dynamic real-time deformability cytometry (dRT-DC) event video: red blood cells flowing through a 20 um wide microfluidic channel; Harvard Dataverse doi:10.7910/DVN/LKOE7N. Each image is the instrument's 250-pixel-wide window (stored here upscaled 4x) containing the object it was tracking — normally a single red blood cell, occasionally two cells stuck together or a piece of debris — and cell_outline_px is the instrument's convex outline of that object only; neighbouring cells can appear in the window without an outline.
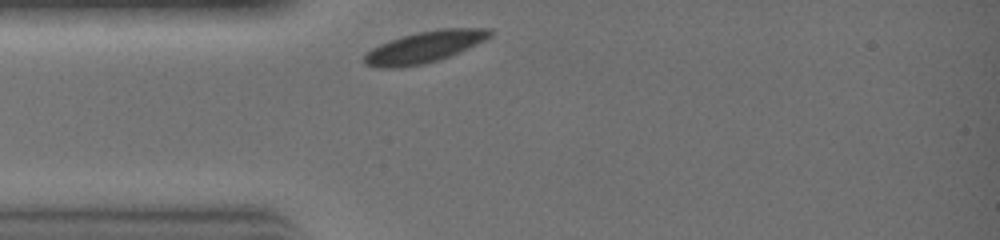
{"species": "common noctule bat (a hibernating species)", "species_latin": "Nyctalus noctula", "temperature_condition": "warm", "stored_images_in_passage": 19, "camera_frame_rate_fps": 3000, "um_per_image_px": 0.085, "animal": {"sex": "female", "body_mass_g": 19.0, "forearm_length_mm": 51.5}, "frame": {"image": 1, "passage_image": 1, "time_ms": 0.0, "image_size_px": [1000, 240], "cell_outline_px": [[492, 36], [460, 52], [440, 60], [424, 64], [404, 68], [376, 68], [364, 64], [360, 60], [372, 48], [380, 44], [404, 36], [420, 32], [440, 28], [492, 28]], "centroid_in_image_um": [36.06, 4.02], "position_along_channel_um": 48.9, "area_um2": 23.18}}
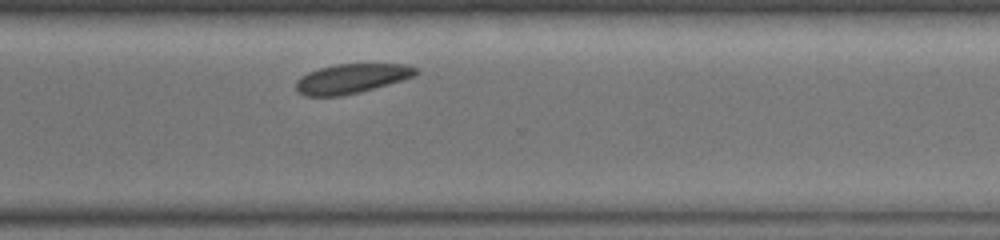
{"frame": {"image": 2, "passage_image": 16, "time_ms": 5.0, "image_size_px": [1000, 240], "cell_outline_px": [[420, 72], [416, 76], [360, 92], [340, 96], [304, 96], [296, 92], [296, 80], [300, 76], [308, 72], [320, 68], [336, 64], [408, 64], [416, 68]], "centroid_in_image_um": [29.87, 6.68], "position_along_channel_um": 340.7, "area_um2": 20.75}}
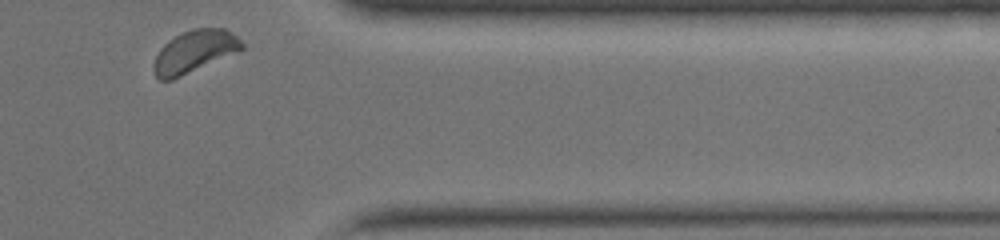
{"frame": {"image": 3, "passage_image": 19, "time_ms": 6.0, "image_size_px": [1000, 240], "cell_outline_px": [[244, 48], [240, 52], [172, 80], [160, 80], [156, 76], [152, 68], [152, 64], [160, 48], [168, 40], [192, 28], [224, 28], [232, 32], [244, 44]], "centroid_in_image_um": [16.54, 4.39], "position_along_channel_um": 394.9, "area_um2": 21.96}}